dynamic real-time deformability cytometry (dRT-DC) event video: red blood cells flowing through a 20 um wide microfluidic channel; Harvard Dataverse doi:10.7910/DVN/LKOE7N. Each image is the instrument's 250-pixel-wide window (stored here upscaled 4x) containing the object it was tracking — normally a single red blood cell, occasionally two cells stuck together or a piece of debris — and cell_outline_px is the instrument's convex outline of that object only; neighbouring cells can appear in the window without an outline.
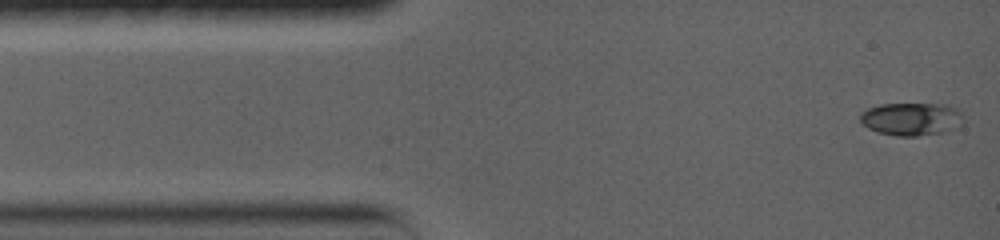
{"species": "common noctule bat (a hibernating species)", "species_latin": "Nyctalus noctula", "temperature_condition": "warm", "stored_images_in_passage": 34, "camera_frame_rate_fps": 5000, "um_per_image_px": 0.085, "animal": {"sex": "female", "body_mass_g": 19.0, "forearm_length_mm": 56.7}, "frame": {"image": 1, "passage_image": 1, "time_ms": 0.0, "image_size_px": [1000, 240], "cell_outline_px": [[964, 120], [960, 124], [944, 132], [916, 136], [896, 136], [880, 132], [868, 128], [860, 120], [860, 112], [868, 108], [880, 104], [948, 104], [956, 108], [964, 116]], "centroid_in_image_um": [77.47, 10.1], "position_along_channel_um": 7.5, "area_um2": 19.77}}
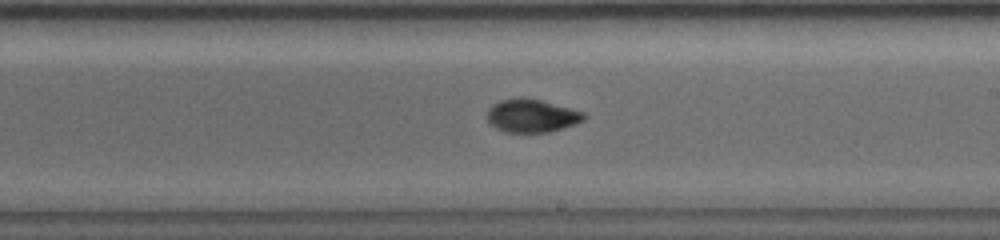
{"frame": {"image": 2, "passage_image": 17, "time_ms": 8.4, "image_size_px": [1000, 240], "cell_outline_px": [[588, 116], [584, 120], [564, 128], [548, 132], [504, 132], [496, 128], [488, 120], [488, 108], [492, 104], [500, 100], [520, 96], [540, 100], [584, 112]], "centroid_in_image_um": [45.19, 9.83], "position_along_channel_um": 243.8, "area_um2": 18.73}}
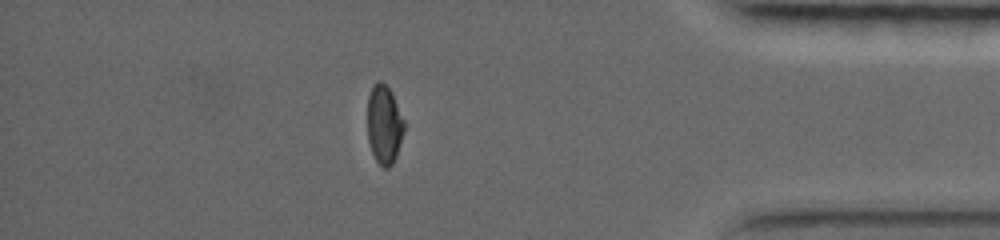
{"frame": {"image": 3, "passage_image": 30, "time_ms": 13.6, "image_size_px": [1000, 240], "cell_outline_px": [[404, 132], [396, 156], [392, 164], [388, 168], [384, 168], [376, 160], [372, 152], [368, 140], [368, 96], [372, 88], [380, 80], [392, 92], [404, 120]], "centroid_in_image_um": [32.66, 10.6], "position_along_channel_um": 402.5, "area_um2": 16.65}, "authors_computed_cell_mechanics": {"area_um2": 18.2937, "velocity_mm_per_s": 3.6729, "shape_relaxation_time_tau1_ms": 10.3329, "shape_relaxation_time_tau2_ms": null, "deformation_change_tau1": 0.2641, "deformation_change_tau2": null}}